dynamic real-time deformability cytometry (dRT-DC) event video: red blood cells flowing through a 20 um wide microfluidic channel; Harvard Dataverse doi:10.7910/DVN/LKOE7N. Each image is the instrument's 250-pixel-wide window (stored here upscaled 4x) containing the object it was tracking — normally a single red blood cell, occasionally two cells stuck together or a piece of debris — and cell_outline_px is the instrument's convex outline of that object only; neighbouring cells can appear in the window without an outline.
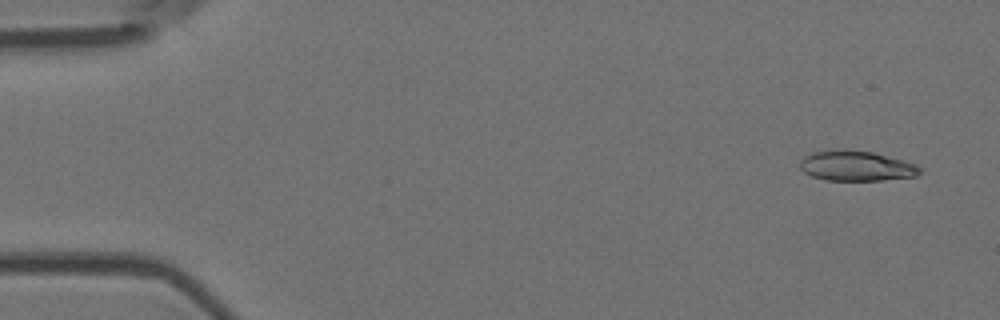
{"species": "Egyptian fruit bat (a non-hibernating species)", "species_latin": "Rousettus aegyptiacus", "temperature_condition": "room temperature", "stored_images_in_passage": 5, "camera_frame_rate_fps": 3000, "um_per_image_px": 0.085, "animal": {"sex": "female"}, "frame": {"image": 1, "passage_image": 1, "time_ms": 0.0, "image_size_px": [1000, 320], "cell_outline_px": [[924, 168], [916, 176], [884, 180], [824, 180], [812, 176], [804, 172], [800, 168], [800, 160], [804, 156], [812, 152], [844, 148], [872, 152], [916, 164]], "centroid_in_image_um": [72.77, 14.09], "position_along_channel_um": 12.2, "area_um2": 21.21}}
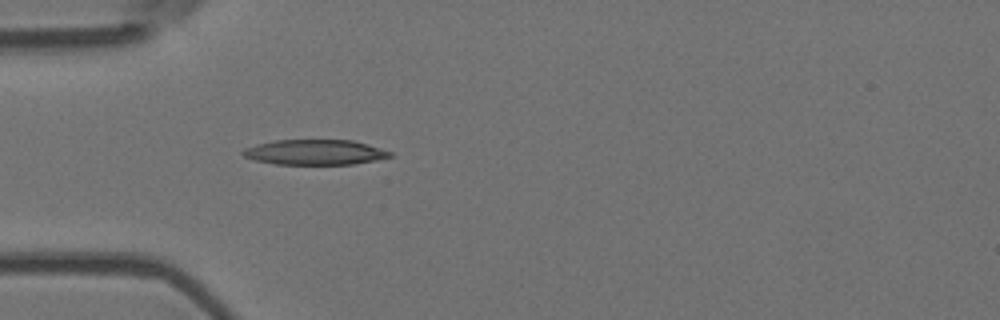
{"frame": {"image": 2, "passage_image": 5, "time_ms": 1.333, "image_size_px": [1000, 320], "cell_outline_px": [[392, 156], [376, 160], [352, 164], [276, 164], [256, 160], [244, 156], [240, 152], [244, 148], [256, 144], [272, 140], [352, 140], [368, 144], [392, 152]], "centroid_in_image_um": [26.75, 12.93], "position_along_channel_um": 58.2, "area_um2": 21.56}}